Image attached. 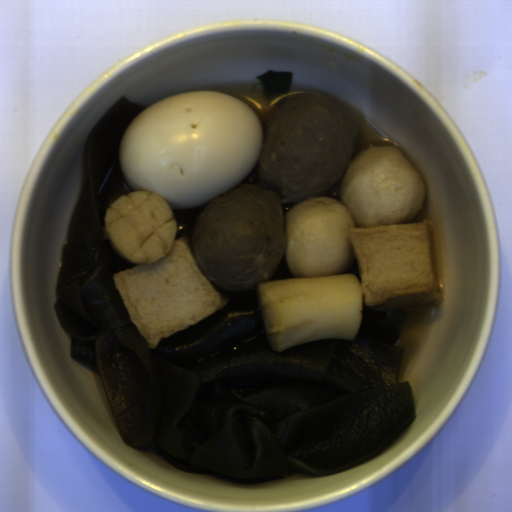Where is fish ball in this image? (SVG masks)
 <instances>
[{"instance_id": "obj_1", "label": "fish ball", "mask_w": 512, "mask_h": 512, "mask_svg": "<svg viewBox=\"0 0 512 512\" xmlns=\"http://www.w3.org/2000/svg\"><path fill=\"white\" fill-rule=\"evenodd\" d=\"M340 199L302 200L284 215V260L293 276L344 273L355 256L362 299L395 312L439 305L432 224L418 172L394 146L365 149L346 171Z\"/></svg>"}, {"instance_id": "obj_2", "label": "fish ball", "mask_w": 512, "mask_h": 512, "mask_svg": "<svg viewBox=\"0 0 512 512\" xmlns=\"http://www.w3.org/2000/svg\"><path fill=\"white\" fill-rule=\"evenodd\" d=\"M132 324L155 349L163 338L192 326L229 303L201 273L186 238L165 257L114 273Z\"/></svg>"}]
</instances>
